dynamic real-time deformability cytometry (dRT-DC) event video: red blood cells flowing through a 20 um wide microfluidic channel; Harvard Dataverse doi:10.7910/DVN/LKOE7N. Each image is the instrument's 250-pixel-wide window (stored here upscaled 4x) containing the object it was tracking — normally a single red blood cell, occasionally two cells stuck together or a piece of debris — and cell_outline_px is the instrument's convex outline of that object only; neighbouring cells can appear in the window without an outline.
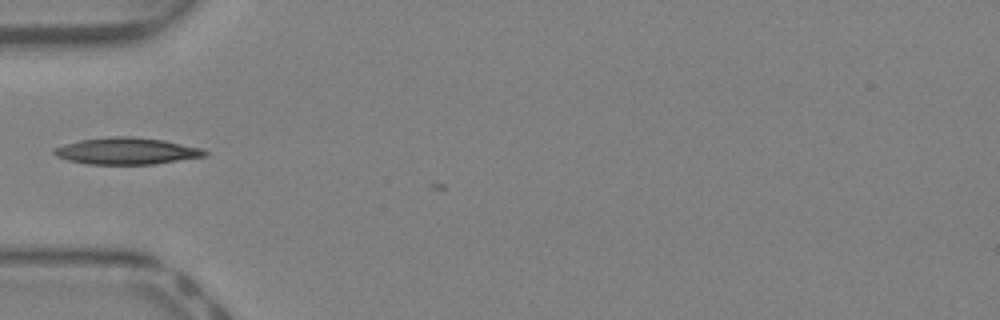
{"species": "Egyptian fruit bat (a non-hibernating species)", "species_latin": "Rousettus aegyptiacus", "temperature_condition": "warm", "stored_images_in_passage": 4, "camera_frame_rate_fps": 3000, "um_per_image_px": 0.085, "animal": {"sex": "female"}, "frame": {"image": 1, "passage_image": 2, "time_ms": 0.333, "image_size_px": [1000, 320], "cell_outline_px": [[208, 152], [204, 156], [152, 164], [88, 164], [68, 160], [56, 156], [52, 152], [56, 148], [64, 144], [80, 140], [112, 136], [132, 136], [164, 140], [204, 148]], "centroid_in_image_um": [10.77, 12.83], "position_along_channel_um": 74.2, "area_um2": 23.35}}